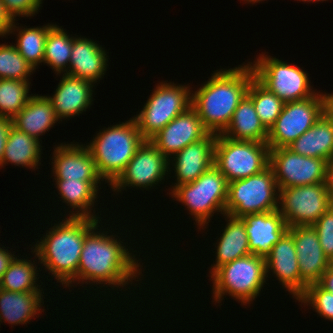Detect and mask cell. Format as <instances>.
Here are the masks:
<instances>
[{"instance_id":"cell-1","label":"cell","mask_w":333,"mask_h":333,"mask_svg":"<svg viewBox=\"0 0 333 333\" xmlns=\"http://www.w3.org/2000/svg\"><path fill=\"white\" fill-rule=\"evenodd\" d=\"M114 212V213H113ZM112 212V216H113V219H112V216H109V217H107L106 219H102V220H99L87 233H86V235H85V240H84V244H83V247H82V251H81V255H80V260H79V265H78V268H77V275L63 288V289H65V290H63V292H64V294H62V297H63V295H66L68 292H70V294L68 293L67 295H71V298H73V299H75V297H77V296H75L74 295V292H76V295H79V294H77V293H82V294H84V295H82V297H78L79 299H84L85 298V300H76L77 302H78V304H82V302H79V301H83L84 302V304L82 305V306H84L85 305V303H86V305L84 306V307H82V309L84 308L86 311H84V309H83V311H82V309H79V311L81 310V312H83L82 313V317H83V320H82V317H81V314L79 315L80 317H76V319H81L80 321H86V322H88L89 321V319H91L90 320V324L91 323H93L94 322V324L95 323H97V322H100V324H98L97 323V326L96 327H98L99 325H100V327H98L99 328V330L102 332V330L100 329L102 326H101V321H102V325H103V320L102 319H106L105 317V315H107V317H108V315H110L109 317H108V319H106V321L105 322H108V323H106V324H109L111 321H113V320H116V321H113L112 323H111V325L114 323V326H115V324L117 323L118 324V322H119V325H122V324H120V320L122 321V322H124V323H127V324H133L132 322H128V321H132V320H130V318H131V316H130V310L131 311H135V313H131L132 315H133V318H135V316L134 315H137V313L136 312H139L138 314L139 315H142V314H144V312H143V310L145 311V307H146V305H148L147 306V308L148 309H150V306L152 305V303H153V305L151 306V309L148 311L149 312V314H151L150 316H152L153 315V318L156 320L157 318V316L155 315L154 316V313L153 312H155V310L157 309V311H156V313L160 316L161 314L160 313H163V312H161V311H159L158 312V308L156 307L157 305L158 306H163V305H166L167 307L166 308H168L169 309V311L167 312V310L168 309H164V310H166V311H164V314H162V316H163V318H161V319H164L166 316H172L173 314H171V315H165V313H167V314H169L170 313V311L172 310V312L174 313V310L171 308L172 307V305H169V304H171V303H169L170 301H173V299H176V298H174L176 295L175 294H177V296H180L181 297V295H178V292L176 293V291L175 292H173L172 293V290H175V289H173L174 287L172 286V285H170L173 281H174V279L172 280L171 278L174 276V274L171 276V273H172V271L173 270H171L169 273H170V275H169V273H167V272H161V270L163 271V269H162V267L164 268L165 267V265H166V263L164 264V266H162V264H160V263H156L155 265H153V261L152 260H156L155 259V257H157V258H160L158 255L157 256H155L154 255V253H155V250H153L154 248H157V252H159L158 254L160 255H162L163 253L162 252H160V251H158V250H160V249H158V247L160 248L161 246L158 244V246H157V244H155L156 245V247H153V244L154 243H152L151 245H150V247L147 245H142V243H143V238H142V235L143 234H146V235H144V236H147V235H152L153 233H155V232H153V230H155V229H152V228H149L150 230H148L147 229V224L146 225H142V222L141 221H138L139 222V224H140V230L138 231V230H133V229H138L139 228V224H138V222H137V220L134 222V220L132 219H126V217H129L130 215L129 214H127V213H125V211H124V215H123V217H122V215L121 214H119V213H121V212H118V215H116L115 213H117L116 212V209L114 210ZM114 214V215H113ZM125 214H127L128 216H125ZM120 215V216H119ZM117 216V217H116ZM115 217V218H114ZM118 217H119V219H118ZM120 217H122L121 219H120ZM115 219H116V221H115ZM118 219V220H117ZM124 219H126V220H124ZM111 220H113V221H111ZM120 220V221H119ZM128 220V221H127ZM106 221V222H105ZM109 221H111V222H109ZM121 223H119V222ZM123 221V222H122ZM126 221V222H125ZM133 221V222H132ZM109 222V223H108ZM127 222H128V224H127ZM132 223V224H134L135 223V225H132V224H129V223ZM141 222V223H140ZM107 223V224H106ZM115 223H118V225L117 224H115ZM123 223H125V225H123ZM104 224V225H103ZM108 225V226H107ZM115 225V226H114ZM122 225V226H121ZM138 225V227H136ZM136 228H135V227ZM115 227V228H114ZM118 227V228H117ZM134 227V228H133ZM143 227V228H142ZM146 228V230H145V228ZM111 228V229H110ZM130 229V230H129ZM142 229H144V232L142 231ZM116 230H118V231H116ZM148 230V231H147ZM152 230V231H151ZM126 231V232H125ZM134 231V232H133ZM135 231H137V232H140V233H142V234H140V233H137V232H135ZM146 231H147V233L150 231V232H152V233H146ZM128 232V233H127ZM132 232H133V234L135 235L136 233V235H138V236H134V235H132ZM125 233V234H124ZM141 235V236H140ZM138 238V239H135V238ZM126 238V239H125ZM130 239V240H129ZM138 240V241H137ZM136 241V242H135ZM140 241H142V242H140ZM129 242V243H128ZM141 243V245L139 244V243ZM133 244H135L134 246H133ZM137 246V247H136ZM139 246V247H138ZM143 246V247H142ZM145 246L148 248V250H149V248H151V250L148 252V250H147V248H145ZM142 247V248H141ZM153 247V248H152ZM138 250H137V249ZM145 249V251H143V250H141V249ZM147 250V251H146ZM152 252V253H151ZM154 252V253H153ZM143 253V255L141 256L140 254H142ZM146 253H149V254H147L146 255ZM139 254V255H138ZM150 257H149V256ZM154 256L153 258L151 257V256ZM141 256V257H140ZM143 257V258H142ZM146 258V259H145ZM150 258V259H149ZM143 259V260H142ZM149 260H151L152 262H150ZM149 261V262H148ZM149 263V264H148ZM151 263V264H150ZM152 265H153V268H152ZM156 265H158V266H156ZM151 266V267H150ZM158 269V273H160V274H158V273H156L157 272V269H155V267ZM160 266H161V268H160ZM161 270H160V269ZM154 269V270H153ZM152 270V271H151ZM156 270V271H155ZM145 273V274H144ZM158 274V275H157ZM164 274H166L165 276H164ZM160 275V276H159ZM169 275V276H168ZM159 276V277H158ZM166 276H168L170 279H167L168 280V282H169V284H168V282H167V280L165 279L166 278ZM171 276V277H170ZM165 277V278H164ZM147 278H148V280H147ZM150 278V279H149ZM160 278H162V279H160ZM151 279H153V280H151ZM151 280V281H150ZM164 280V281H163ZM166 280V281H165ZM172 281V282H170V281ZM153 281V282H152ZM147 282V283H146ZM159 282V283H158ZM163 284H162V283ZM138 283V284H137ZM155 283V284H154ZM167 283V284H166ZM152 284V285H151ZM154 284V285H153ZM156 284H157V286H156ZM159 284V285H158ZM162 284V285H161ZM149 285V286H148ZM167 285H168V287H169V285H170V287L168 288L167 287ZM147 286V287H146ZM152 286V287H151ZM156 286V287H155ZM159 286V287H158ZM163 286V287H162ZM171 286H172V289H170L171 288ZM79 287V288H78ZM137 287H139V289L137 288ZM146 287V288H145ZM166 287V288H165ZM76 288H77V290H76ZM147 288H149V289H147ZM160 288V289H159ZM161 288H165V289H161ZM66 289H68V291L66 290ZM76 291H75V290ZM81 289V290H80ZM129 289V290H128ZM157 289V290H156ZM160 291H159V290ZM168 289V290H167ZM72 290H74V291H72ZM78 290H80V291H78ZM85 290H87L86 292H85ZM92 290V291H91ZM145 290V291H144ZM170 290H171V293H172V296L170 295ZM95 293H94V292ZM137 291V292H136ZM139 291V292H138ZM142 291V292H141ZM148 291V293H146ZM165 291V292H164ZM168 291H169V293H168ZM71 292H73V293H71ZM97 292V293H96ZM155 292V293H154ZM156 292H158V294L156 293ZM160 292H161V294H162V292L163 293H165V295H166V300L168 301V304H167V301L165 300V298L163 299V295L164 294H162L161 295V297H159L158 295L160 294ZM167 292V293H166ZM86 293V294H85ZM123 293V294H122ZM144 294V296H143V294ZM152 293V294H151ZM91 296H90V295ZM114 294V295H113ZM133 294V295H132ZM141 295L142 294V297L141 296H139V295ZM149 294V295H148ZM168 294V295H167ZM74 295V296H73ZM89 297H88V296ZM100 295V296H99ZM123 295H124V297H123ZM138 295V296H137ZM145 295H147L148 296V300L146 299L147 298V296H145ZM150 295H154V296H158V298H160L161 300L159 301V299H157L156 297H153L152 296V298H150L149 296ZM73 296V297H72ZM114 296V297H113ZM118 296V297H117ZM126 296V297H125ZM134 296V297H133ZM170 296V297H169ZM174 296V297H173ZM88 297V298H87ZM130 297V298H129ZM168 297V298H167ZM95 298H97V299H95ZM104 298V299H103ZM111 298V299H110ZM117 298V299H116ZM144 300H143V299ZM173 298V299H172ZM86 299H88V300H86ZM101 299H103V300H101ZM126 299V300H125ZM153 299V300H152ZM157 299V300H156ZM171 299V300H170ZM95 300V301H94ZM117 300V301H116ZM137 300V301H136ZM139 300V301H138ZM151 300H152V303H151ZM154 300H155V302H154ZM163 300H165V301H163ZM170 300V301H169ZM86 301H88L89 303H87ZM100 301V302H99ZM108 301H110V304H109V302ZM126 301H127V303H126ZM132 301V302H131ZM144 301H146V303H147V301H148V303L145 305V302ZM158 301L159 302H161V304L160 303H158ZM163 301V302H162ZM107 302V303H106ZM112 302H114V303H112ZM122 302V303H121ZM129 302H131V303H129ZM141 302V304L139 305L138 303H140ZM157 302V303H156ZM165 302V303H164ZM92 303V304H91ZM93 303H95L94 305H93ZM97 303V304H96ZM98 303H100L99 305H98ZM105 303V304H104ZM117 303V304H116ZM119 303H120V305H119ZM144 304V306H143V304ZM151 305H150V304ZM162 303H164L163 305H162ZM89 304V305H88ZM106 304H108V305H106ZM115 304H116V306H115ZM156 304V305H155ZM160 304V305H159ZM88 305V306H87ZM93 306V308H92V306ZM96 305H98V306H96ZM119 305V306H118ZM125 308H129L128 310H129V312L127 313L126 311H127V309H124V307ZM127 305V306H126ZM136 305H138V306H136ZM142 305V306H141ZM155 305V306H154ZM170 307H169V306ZM87 306V307H86ZM89 306H90V308H92L93 310H95L94 311V313H98L100 316H98V314H97V316H95V320L93 321V319L92 318H94V317H90L89 318V315L87 316V318L86 319H84V315L86 314L87 315V313H88V311H89V313L91 312L88 308H89ZM109 306V307H108ZM117 306H118V308H117ZM122 306V307H121ZM129 306V307H128ZM154 306V307H153ZM94 307H95V309H94ZM99 307V308H98ZM100 307H102V308H100ZM106 307H107V309H106ZM115 307V308H114ZM135 307H137V310L136 309H134ZM156 307V308H155ZM96 308H98V309H96ZM109 308V309H108ZM117 308V309H116ZM122 308V309H121ZM138 308H140V309H138ZM142 308H144L143 310H142ZM152 308H154V309H152ZM119 309V310H118ZM133 309V310H132ZM171 309V310H170ZM98 310V311H97ZM101 311V314H100V311ZM102 310H104L103 311V314H102ZM107 310V313L105 312ZM108 310H110L111 312L113 311V315H112V313H110V311H108ZM122 310H123V312H122ZM125 310V311H124ZM142 312V314L140 313V311ZM151 310H152V312H151ZM97 311V312H96ZM84 312H86V313H84ZM117 312H118V314H117ZM119 312H120V314H119ZM124 312H125V314H124ZM151 312V313H150ZM105 313V314H104ZM84 314V315H83ZM115 314V315H114ZM126 314L128 315L127 317H129V319H127L128 321L127 322H125V321H123L124 319V317L126 316ZM101 315H103V316H101ZM112 315V316H111ZM125 315V316H124ZM115 316V317H114ZM165 316V317H164ZM100 317H102L101 318V321H96L97 319H99ZM113 317V318H112ZM119 317V319H117ZM120 317H121V319H120ZM89 318V319H88ZM116 318V319H115ZM111 320V321H110ZM117 320H118V322H117ZM92 321V322H91ZM96 321V322H95Z\"/></svg>"},{"instance_id":"cell-2","label":"cell","mask_w":333,"mask_h":333,"mask_svg":"<svg viewBox=\"0 0 333 333\" xmlns=\"http://www.w3.org/2000/svg\"><path fill=\"white\" fill-rule=\"evenodd\" d=\"M43 216L45 217L43 221L40 219V223L38 224L36 222L37 225L34 227V231L36 229L38 230V238L34 239L35 242L30 240L31 244L28 246L31 247L38 256L41 272L42 274L44 273L42 275L43 281L47 285L48 282L51 283L49 287H52L53 291H55L54 288H60L56 290V292L58 291V293L55 294L57 298L56 296L52 298L54 300L53 303L58 300L56 305H60L59 302L62 297L59 293L61 292L63 294L61 290L77 275L85 235L101 219L69 216L55 217L54 215L50 216L51 219L46 214ZM48 220L51 221L49 222ZM41 223L43 224L44 232L42 231ZM46 224L48 225L46 226ZM38 225L39 228L37 227ZM39 232H43V234ZM45 273L47 275H45ZM53 280L54 282H52Z\"/></svg>"},{"instance_id":"cell-3","label":"cell","mask_w":333,"mask_h":333,"mask_svg":"<svg viewBox=\"0 0 333 333\" xmlns=\"http://www.w3.org/2000/svg\"><path fill=\"white\" fill-rule=\"evenodd\" d=\"M231 67L220 66L212 70L208 79L201 81V84L197 82V85H191V106L203 126L214 134H220L227 128L255 77L247 59Z\"/></svg>"},{"instance_id":"cell-4","label":"cell","mask_w":333,"mask_h":333,"mask_svg":"<svg viewBox=\"0 0 333 333\" xmlns=\"http://www.w3.org/2000/svg\"><path fill=\"white\" fill-rule=\"evenodd\" d=\"M171 203L175 202L174 208L179 205L187 216L189 223L193 221V227L201 235L209 234L212 224L225 213L228 197V181L225 176L213 166L204 172L194 182L177 185L168 195ZM176 206V207H175ZM219 216V217H218ZM215 217V218H213ZM215 221H212V220ZM212 222V224H211ZM195 225V226H194ZM210 227V229H209ZM197 228V229H196ZM208 232V233H207ZM206 234V235H205Z\"/></svg>"},{"instance_id":"cell-5","label":"cell","mask_w":333,"mask_h":333,"mask_svg":"<svg viewBox=\"0 0 333 333\" xmlns=\"http://www.w3.org/2000/svg\"><path fill=\"white\" fill-rule=\"evenodd\" d=\"M207 280L210 283L208 294L212 298L210 304L219 310L226 297V301L241 303L239 305L247 310L255 305L258 297L266 294V290H271L268 287H272L267 283L265 259L255 254L223 264Z\"/></svg>"},{"instance_id":"cell-6","label":"cell","mask_w":333,"mask_h":333,"mask_svg":"<svg viewBox=\"0 0 333 333\" xmlns=\"http://www.w3.org/2000/svg\"><path fill=\"white\" fill-rule=\"evenodd\" d=\"M127 119L112 125L110 123L107 127L98 126L99 129L91 136L90 141L88 138L83 142L94 158L99 175L109 186L125 170L145 141L134 118L131 116Z\"/></svg>"},{"instance_id":"cell-7","label":"cell","mask_w":333,"mask_h":333,"mask_svg":"<svg viewBox=\"0 0 333 333\" xmlns=\"http://www.w3.org/2000/svg\"><path fill=\"white\" fill-rule=\"evenodd\" d=\"M258 53L252 59L247 57L255 78L284 103L308 99L319 91L314 87L311 74L303 65L284 61V58L279 59V55H270L265 50Z\"/></svg>"},{"instance_id":"cell-8","label":"cell","mask_w":333,"mask_h":333,"mask_svg":"<svg viewBox=\"0 0 333 333\" xmlns=\"http://www.w3.org/2000/svg\"><path fill=\"white\" fill-rule=\"evenodd\" d=\"M191 83L158 80L147 100L138 111L132 112L141 136L150 140L171 120L191 107ZM136 114V115H135Z\"/></svg>"},{"instance_id":"cell-9","label":"cell","mask_w":333,"mask_h":333,"mask_svg":"<svg viewBox=\"0 0 333 333\" xmlns=\"http://www.w3.org/2000/svg\"><path fill=\"white\" fill-rule=\"evenodd\" d=\"M168 178L169 159L151 141L145 140L137 149L134 157L128 162L125 170L109 186V193L113 192L111 197L113 196L114 199L117 198L118 200V197L121 199L123 193L126 192L127 194L128 190H130V193H133L131 190H136L139 195L140 192L138 191L146 194V191L153 193L152 191L162 188L159 190L160 192L157 190L156 193L160 194L162 192L163 194V191L165 193L167 191L164 195L168 196ZM160 185H164V188Z\"/></svg>"},{"instance_id":"cell-10","label":"cell","mask_w":333,"mask_h":333,"mask_svg":"<svg viewBox=\"0 0 333 333\" xmlns=\"http://www.w3.org/2000/svg\"><path fill=\"white\" fill-rule=\"evenodd\" d=\"M51 182H53V183L51 184ZM49 183L52 186L54 185L53 187L55 188V190L50 193L51 194L50 196H47V199H49L48 200L49 203H50V199L51 198L53 199L51 205L52 206L54 205L53 210L54 211L56 210V212L55 213L53 212L52 208H50L52 206L49 204V207H47V209H45V211L48 210L49 214L47 212L46 213L41 212L42 214L52 216V213H53L55 215V217H56V215L69 216V217H90L93 219L102 220V219H105V218L111 216L110 213L112 212V210H114L116 200H115V203H113L114 205L113 204L110 205L111 203H108L107 200L103 199L104 197H106L104 195L105 191L107 190L106 193L109 192V185H106L107 183L105 181H81V180L76 179V180H52ZM107 186H108V189H107ZM103 192H104V194H103ZM102 194H103V196H101ZM51 196H53V197H51ZM56 197H58L57 198L58 202L55 199ZM100 199L102 202L100 201ZM104 201H107V203L104 204ZM54 203H56V204H54ZM59 203L62 206H60ZM108 204L111 206L110 211H109V207L107 208ZM58 205H59V207H58ZM98 206H99V208H98ZM56 207H58V209L60 211L57 210ZM105 207H106V209H105ZM48 208H50V210ZM50 211H52V212H50ZM108 213H109V215H108Z\"/></svg>"},{"instance_id":"cell-11","label":"cell","mask_w":333,"mask_h":333,"mask_svg":"<svg viewBox=\"0 0 333 333\" xmlns=\"http://www.w3.org/2000/svg\"><path fill=\"white\" fill-rule=\"evenodd\" d=\"M279 188L269 165L262 172L228 183L225 213L235 218L278 210Z\"/></svg>"},{"instance_id":"cell-12","label":"cell","mask_w":333,"mask_h":333,"mask_svg":"<svg viewBox=\"0 0 333 333\" xmlns=\"http://www.w3.org/2000/svg\"><path fill=\"white\" fill-rule=\"evenodd\" d=\"M269 163L270 148L266 142L233 140L217 134L214 166L228 183L258 174Z\"/></svg>"},{"instance_id":"cell-13","label":"cell","mask_w":333,"mask_h":333,"mask_svg":"<svg viewBox=\"0 0 333 333\" xmlns=\"http://www.w3.org/2000/svg\"><path fill=\"white\" fill-rule=\"evenodd\" d=\"M324 113V97L320 89L313 97L286 102L281 114L268 131L270 149L289 146L309 130Z\"/></svg>"},{"instance_id":"cell-14","label":"cell","mask_w":333,"mask_h":333,"mask_svg":"<svg viewBox=\"0 0 333 333\" xmlns=\"http://www.w3.org/2000/svg\"><path fill=\"white\" fill-rule=\"evenodd\" d=\"M331 206L324 182L279 188L278 211L288 228L312 226Z\"/></svg>"},{"instance_id":"cell-15","label":"cell","mask_w":333,"mask_h":333,"mask_svg":"<svg viewBox=\"0 0 333 333\" xmlns=\"http://www.w3.org/2000/svg\"><path fill=\"white\" fill-rule=\"evenodd\" d=\"M327 161L299 155L287 147L270 149V163L278 188L325 182Z\"/></svg>"},{"instance_id":"cell-16","label":"cell","mask_w":333,"mask_h":333,"mask_svg":"<svg viewBox=\"0 0 333 333\" xmlns=\"http://www.w3.org/2000/svg\"><path fill=\"white\" fill-rule=\"evenodd\" d=\"M77 141L53 143V150H49L50 162L47 163L52 166L48 177L52 180L104 181L90 150L79 138Z\"/></svg>"},{"instance_id":"cell-17","label":"cell","mask_w":333,"mask_h":333,"mask_svg":"<svg viewBox=\"0 0 333 333\" xmlns=\"http://www.w3.org/2000/svg\"><path fill=\"white\" fill-rule=\"evenodd\" d=\"M265 266L268 285L274 286L277 281V287L282 288L287 293L285 296L289 295L296 304L307 285L301 280L295 243L288 232L272 247L271 253L265 258ZM269 280L273 283H269Z\"/></svg>"},{"instance_id":"cell-18","label":"cell","mask_w":333,"mask_h":333,"mask_svg":"<svg viewBox=\"0 0 333 333\" xmlns=\"http://www.w3.org/2000/svg\"><path fill=\"white\" fill-rule=\"evenodd\" d=\"M216 138L217 134L209 132L203 139L190 143L169 159L168 179H172L168 181L169 193L177 185L194 182L214 166Z\"/></svg>"},{"instance_id":"cell-19","label":"cell","mask_w":333,"mask_h":333,"mask_svg":"<svg viewBox=\"0 0 333 333\" xmlns=\"http://www.w3.org/2000/svg\"><path fill=\"white\" fill-rule=\"evenodd\" d=\"M54 79H58L59 82L53 93L46 96L50 99L58 120L65 126L69 120L72 123L73 118L87 115L86 111L89 112L95 105L97 86L68 74H58Z\"/></svg>"},{"instance_id":"cell-20","label":"cell","mask_w":333,"mask_h":333,"mask_svg":"<svg viewBox=\"0 0 333 333\" xmlns=\"http://www.w3.org/2000/svg\"><path fill=\"white\" fill-rule=\"evenodd\" d=\"M100 43L99 40L75 33L70 64L65 74L87 80L96 86L100 81L102 83V80L104 83V78L108 76L107 71L110 69V49L107 50L105 45Z\"/></svg>"},{"instance_id":"cell-21","label":"cell","mask_w":333,"mask_h":333,"mask_svg":"<svg viewBox=\"0 0 333 333\" xmlns=\"http://www.w3.org/2000/svg\"><path fill=\"white\" fill-rule=\"evenodd\" d=\"M49 294L52 295L53 293L15 292L0 288V328L1 324L3 325L4 323V326L7 323L9 326L11 325V328L18 325L28 327L27 324H32L35 319L39 320L40 316V319H44L42 315L48 316L46 312L50 311L49 309L54 306L51 303L52 296L50 297ZM45 299L48 300L46 301ZM47 302L51 304L48 305ZM50 305L51 307H49Z\"/></svg>"},{"instance_id":"cell-22","label":"cell","mask_w":333,"mask_h":333,"mask_svg":"<svg viewBox=\"0 0 333 333\" xmlns=\"http://www.w3.org/2000/svg\"><path fill=\"white\" fill-rule=\"evenodd\" d=\"M221 218H218L219 228H214V232H216L215 229L218 230L215 235L216 238L210 236V241L213 244L211 246L214 247L210 250L212 251L210 254L213 255V258L209 260L213 262L206 268V271H208L206 272V279L223 264L251 254L244 221L241 218H235L227 214L222 215ZM221 222L224 223L222 224ZM212 238L215 240H212Z\"/></svg>"},{"instance_id":"cell-23","label":"cell","mask_w":333,"mask_h":333,"mask_svg":"<svg viewBox=\"0 0 333 333\" xmlns=\"http://www.w3.org/2000/svg\"><path fill=\"white\" fill-rule=\"evenodd\" d=\"M209 131L191 106L176 116L149 141L168 159L190 143L203 139Z\"/></svg>"},{"instance_id":"cell-24","label":"cell","mask_w":333,"mask_h":333,"mask_svg":"<svg viewBox=\"0 0 333 333\" xmlns=\"http://www.w3.org/2000/svg\"><path fill=\"white\" fill-rule=\"evenodd\" d=\"M294 240L301 280L308 286L318 283L328 269V257L312 226H293L287 231Z\"/></svg>"},{"instance_id":"cell-25","label":"cell","mask_w":333,"mask_h":333,"mask_svg":"<svg viewBox=\"0 0 333 333\" xmlns=\"http://www.w3.org/2000/svg\"><path fill=\"white\" fill-rule=\"evenodd\" d=\"M249 240L251 254L266 258L272 247L288 231L285 219L278 210L247 214L241 217Z\"/></svg>"},{"instance_id":"cell-26","label":"cell","mask_w":333,"mask_h":333,"mask_svg":"<svg viewBox=\"0 0 333 333\" xmlns=\"http://www.w3.org/2000/svg\"><path fill=\"white\" fill-rule=\"evenodd\" d=\"M24 246H27V248H24L23 255L18 252L3 274L0 280V288L15 292H55L52 288L49 289L48 287L47 289L46 286L49 285L42 281L43 277L36 252L28 247V243L27 245L25 243Z\"/></svg>"},{"instance_id":"cell-27","label":"cell","mask_w":333,"mask_h":333,"mask_svg":"<svg viewBox=\"0 0 333 333\" xmlns=\"http://www.w3.org/2000/svg\"><path fill=\"white\" fill-rule=\"evenodd\" d=\"M43 144L38 139L13 126L8 134L0 169L5 170V167L10 165L11 167L23 168V170L25 168L31 173L34 172L35 176L41 174L39 169L44 167L42 158L47 156L46 151L43 152L46 149Z\"/></svg>"},{"instance_id":"cell-28","label":"cell","mask_w":333,"mask_h":333,"mask_svg":"<svg viewBox=\"0 0 333 333\" xmlns=\"http://www.w3.org/2000/svg\"><path fill=\"white\" fill-rule=\"evenodd\" d=\"M58 124L53 105L46 94H33L28 103L13 118V126L43 143V136ZM48 132V133H47Z\"/></svg>"},{"instance_id":"cell-29","label":"cell","mask_w":333,"mask_h":333,"mask_svg":"<svg viewBox=\"0 0 333 333\" xmlns=\"http://www.w3.org/2000/svg\"><path fill=\"white\" fill-rule=\"evenodd\" d=\"M287 148L299 155L329 161L333 158V121L324 112L309 130Z\"/></svg>"},{"instance_id":"cell-30","label":"cell","mask_w":333,"mask_h":333,"mask_svg":"<svg viewBox=\"0 0 333 333\" xmlns=\"http://www.w3.org/2000/svg\"><path fill=\"white\" fill-rule=\"evenodd\" d=\"M14 20L9 30L7 38L15 39V47L18 52L24 57V59L33 67L36 71L41 68L44 60L45 41L48 34V30L56 22H48L38 26H26L25 24L18 23ZM20 24V25H19ZM15 37V38H14ZM41 65V66H40ZM40 66V67H39Z\"/></svg>"},{"instance_id":"cell-31","label":"cell","mask_w":333,"mask_h":333,"mask_svg":"<svg viewBox=\"0 0 333 333\" xmlns=\"http://www.w3.org/2000/svg\"><path fill=\"white\" fill-rule=\"evenodd\" d=\"M233 140L267 142L268 130L261 123L252 99L246 94L221 133Z\"/></svg>"},{"instance_id":"cell-32","label":"cell","mask_w":333,"mask_h":333,"mask_svg":"<svg viewBox=\"0 0 333 333\" xmlns=\"http://www.w3.org/2000/svg\"><path fill=\"white\" fill-rule=\"evenodd\" d=\"M73 35L57 22L49 30L45 41L43 66L55 75L68 71L73 46Z\"/></svg>"},{"instance_id":"cell-33","label":"cell","mask_w":333,"mask_h":333,"mask_svg":"<svg viewBox=\"0 0 333 333\" xmlns=\"http://www.w3.org/2000/svg\"><path fill=\"white\" fill-rule=\"evenodd\" d=\"M32 80L0 79V116L14 118L34 94Z\"/></svg>"},{"instance_id":"cell-34","label":"cell","mask_w":333,"mask_h":333,"mask_svg":"<svg viewBox=\"0 0 333 333\" xmlns=\"http://www.w3.org/2000/svg\"><path fill=\"white\" fill-rule=\"evenodd\" d=\"M247 95L252 99L261 123L269 131L281 114L285 103L255 77L251 80Z\"/></svg>"},{"instance_id":"cell-35","label":"cell","mask_w":333,"mask_h":333,"mask_svg":"<svg viewBox=\"0 0 333 333\" xmlns=\"http://www.w3.org/2000/svg\"><path fill=\"white\" fill-rule=\"evenodd\" d=\"M0 43V79L11 80H32L34 73L33 67L18 52L12 42Z\"/></svg>"},{"instance_id":"cell-36","label":"cell","mask_w":333,"mask_h":333,"mask_svg":"<svg viewBox=\"0 0 333 333\" xmlns=\"http://www.w3.org/2000/svg\"><path fill=\"white\" fill-rule=\"evenodd\" d=\"M296 303L301 307H299L301 311L304 308L302 313L306 314L310 310L309 313L315 312L313 315L317 314V318H323L321 320L327 321V324H329V321L333 323V293L326 291L318 283L308 285L306 291ZM305 311L307 312L305 313Z\"/></svg>"},{"instance_id":"cell-37","label":"cell","mask_w":333,"mask_h":333,"mask_svg":"<svg viewBox=\"0 0 333 333\" xmlns=\"http://www.w3.org/2000/svg\"><path fill=\"white\" fill-rule=\"evenodd\" d=\"M13 20L32 19L42 10L45 0H1ZM23 18V19H22Z\"/></svg>"},{"instance_id":"cell-38","label":"cell","mask_w":333,"mask_h":333,"mask_svg":"<svg viewBox=\"0 0 333 333\" xmlns=\"http://www.w3.org/2000/svg\"><path fill=\"white\" fill-rule=\"evenodd\" d=\"M312 227L318 234L319 243L324 254L329 258L333 255V206H331Z\"/></svg>"},{"instance_id":"cell-39","label":"cell","mask_w":333,"mask_h":333,"mask_svg":"<svg viewBox=\"0 0 333 333\" xmlns=\"http://www.w3.org/2000/svg\"><path fill=\"white\" fill-rule=\"evenodd\" d=\"M1 243H0V280L2 279L5 271L8 269L10 262L17 255L16 252H20V251L22 252V249L18 250L20 248L19 245L16 246V245L12 244V246L9 245L10 247H12V248H10L9 246L5 247L3 242H1ZM17 247H18V249L16 250ZM13 248H15V249H13Z\"/></svg>"},{"instance_id":"cell-40","label":"cell","mask_w":333,"mask_h":333,"mask_svg":"<svg viewBox=\"0 0 333 333\" xmlns=\"http://www.w3.org/2000/svg\"><path fill=\"white\" fill-rule=\"evenodd\" d=\"M13 127V118L0 116V165L4 155L8 134Z\"/></svg>"},{"instance_id":"cell-41","label":"cell","mask_w":333,"mask_h":333,"mask_svg":"<svg viewBox=\"0 0 333 333\" xmlns=\"http://www.w3.org/2000/svg\"><path fill=\"white\" fill-rule=\"evenodd\" d=\"M13 19L5 11L3 2L0 0V38L8 37L9 30L13 24Z\"/></svg>"},{"instance_id":"cell-42","label":"cell","mask_w":333,"mask_h":333,"mask_svg":"<svg viewBox=\"0 0 333 333\" xmlns=\"http://www.w3.org/2000/svg\"><path fill=\"white\" fill-rule=\"evenodd\" d=\"M325 187L329 195L331 205L333 206V158L327 161L325 173Z\"/></svg>"},{"instance_id":"cell-43","label":"cell","mask_w":333,"mask_h":333,"mask_svg":"<svg viewBox=\"0 0 333 333\" xmlns=\"http://www.w3.org/2000/svg\"><path fill=\"white\" fill-rule=\"evenodd\" d=\"M318 284L326 291L333 293V272L327 269L322 274V277L319 280Z\"/></svg>"},{"instance_id":"cell-44","label":"cell","mask_w":333,"mask_h":333,"mask_svg":"<svg viewBox=\"0 0 333 333\" xmlns=\"http://www.w3.org/2000/svg\"><path fill=\"white\" fill-rule=\"evenodd\" d=\"M326 89L323 92L324 97V112L325 114L333 121V92H325Z\"/></svg>"},{"instance_id":"cell-45","label":"cell","mask_w":333,"mask_h":333,"mask_svg":"<svg viewBox=\"0 0 333 333\" xmlns=\"http://www.w3.org/2000/svg\"><path fill=\"white\" fill-rule=\"evenodd\" d=\"M265 1H267V0H240V3H242V5L246 4L249 6H253V5L257 6V4H260L262 2L264 3Z\"/></svg>"},{"instance_id":"cell-46","label":"cell","mask_w":333,"mask_h":333,"mask_svg":"<svg viewBox=\"0 0 333 333\" xmlns=\"http://www.w3.org/2000/svg\"><path fill=\"white\" fill-rule=\"evenodd\" d=\"M294 1H297V3H299V2H303L304 4L306 3V4H310V3H312V4H320V3H323L324 1H325V3H326V1L328 2L329 0H294ZM299 1V2H298ZM333 1V0H332ZM320 2V3H319Z\"/></svg>"},{"instance_id":"cell-47","label":"cell","mask_w":333,"mask_h":333,"mask_svg":"<svg viewBox=\"0 0 333 333\" xmlns=\"http://www.w3.org/2000/svg\"><path fill=\"white\" fill-rule=\"evenodd\" d=\"M328 270L333 272V255L328 258Z\"/></svg>"}]
</instances>
